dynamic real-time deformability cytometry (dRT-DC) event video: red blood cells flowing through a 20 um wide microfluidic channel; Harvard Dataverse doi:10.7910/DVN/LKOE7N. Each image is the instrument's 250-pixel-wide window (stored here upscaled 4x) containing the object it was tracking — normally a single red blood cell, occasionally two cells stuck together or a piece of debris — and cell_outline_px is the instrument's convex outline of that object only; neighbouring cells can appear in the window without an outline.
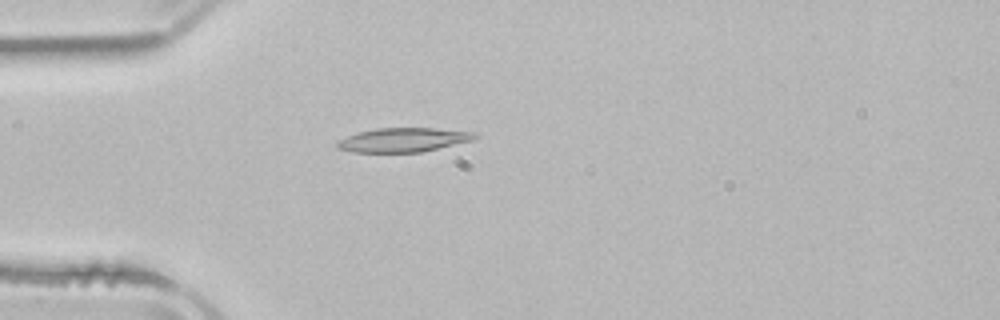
{"species": "common noctule bat (a hibernating species)", "species_latin": "Nyctalus noctula", "temperature_condition": "room temperature", "stored_images_in_passage": 4, "camera_frame_rate_fps": 3000, "um_per_image_px": 0.085, "animal": {"sex": "male", "body_mass_g": 21.5, "forearm_length_mm": 52.0}, "frame": {"image": 1, "passage_image": 4, "time_ms": 4.333, "image_size_px": [1000, 320], "cell_outline_px": [[480, 132], [472, 140], [420, 152], [352, 152], [336, 148], [336, 144], [340, 140], [356, 132], [376, 128], [436, 128]], "centroid_in_image_um": [34.28, 11.88], "position_along_channel_um": 50.7, "area_um2": 19.31}}